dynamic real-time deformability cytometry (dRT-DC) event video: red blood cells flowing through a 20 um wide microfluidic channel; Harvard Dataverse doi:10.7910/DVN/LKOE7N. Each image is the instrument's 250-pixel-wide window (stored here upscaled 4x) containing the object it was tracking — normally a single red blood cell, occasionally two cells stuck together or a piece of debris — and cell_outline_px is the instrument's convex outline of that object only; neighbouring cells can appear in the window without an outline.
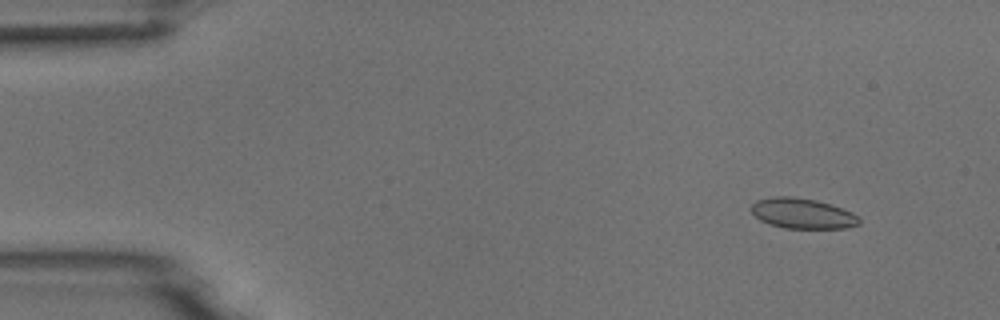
{"species": "common noctule bat (a hibernating species)", "species_latin": "Nyctalus noctula", "temperature_condition": "room temperature", "stored_images_in_passage": 4, "camera_frame_rate_fps": 3000, "um_per_image_px": 0.085, "animal": {"sex": "male", "body_mass_g": 18.8}, "frame": {"image": 1, "passage_image": 1, "time_ms": 0.0, "image_size_px": [1000, 320], "cell_outline_px": [[860, 224], [848, 228], [784, 228], [760, 220], [752, 212], [752, 204], [756, 200], [772, 196], [792, 196], [816, 200], [832, 204], [852, 212], [860, 216]], "centroid_in_image_um": [68.25, 18.13], "position_along_channel_um": 16.7, "area_um2": 19.19}}
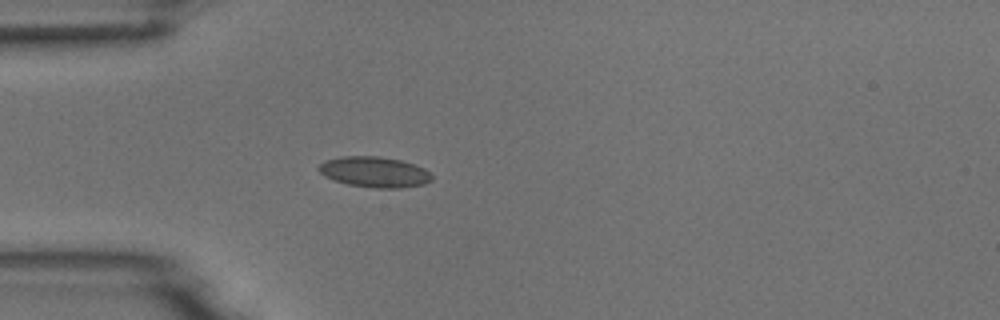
{"frame": {"image": 2, "passage_image": 4, "time_ms": 3.333, "image_size_px": [1000, 320], "cell_outline_px": [[432, 180], [424, 184], [400, 188], [376, 188], [348, 184], [324, 176], [316, 168], [324, 160], [340, 156], [380, 156], [400, 160], [416, 164], [424, 168], [432, 176]], "centroid_in_image_um": [31.82, 14.61], "position_along_channel_um": 53.2, "area_um2": 20.23}}